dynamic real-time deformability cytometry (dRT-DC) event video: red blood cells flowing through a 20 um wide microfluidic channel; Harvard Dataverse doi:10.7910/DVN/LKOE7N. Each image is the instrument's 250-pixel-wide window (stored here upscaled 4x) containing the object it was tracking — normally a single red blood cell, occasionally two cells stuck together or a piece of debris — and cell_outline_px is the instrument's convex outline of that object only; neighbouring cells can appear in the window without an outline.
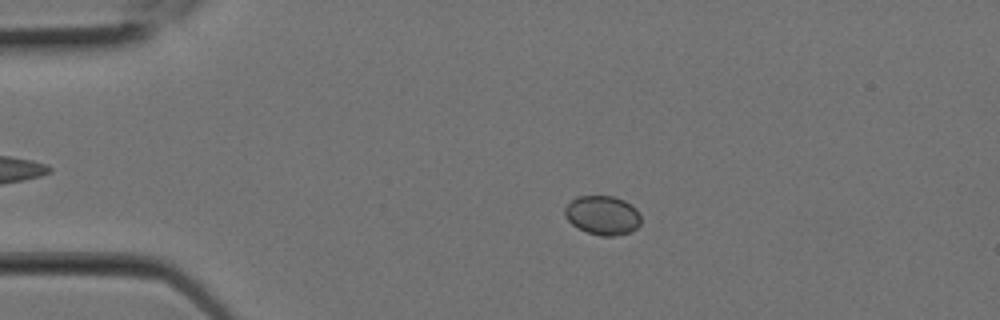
{"species": "Egyptian fruit bat (a non-hibernating species)", "species_latin": "Rousettus aegyptiacus", "temperature_condition": "room temperature", "stored_images_in_passage": 7, "camera_frame_rate_fps": 3000, "um_per_image_px": 0.085, "animal": {"sex": "female"}, "frame": {"image": 1, "passage_image": 4, "time_ms": 1.0, "image_size_px": [1000, 320], "cell_outline_px": [[640, 224], [636, 228], [628, 232], [612, 236], [600, 236], [588, 232], [572, 224], [564, 216], [564, 208], [576, 196], [612, 196], [624, 200], [632, 204], [636, 208], [640, 216]], "centroid_in_image_um": [51.21, 18.28], "position_along_channel_um": 33.8, "area_um2": 17.28}}
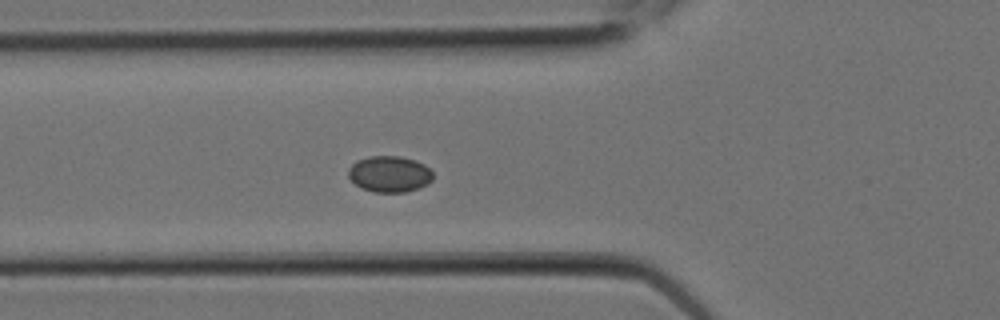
{"frame": {"image": 2, "passage_image": 7, "time_ms": 2.0, "image_size_px": [1000, 320], "cell_outline_px": [[432, 180], [428, 184], [420, 188], [404, 192], [372, 192], [360, 188], [348, 176], [348, 168], [356, 160], [368, 156], [400, 156], [416, 160], [424, 164], [432, 172]], "centroid_in_image_um": [33.1, 14.79], "position_along_channel_um": 92.7, "area_um2": 18.03}}